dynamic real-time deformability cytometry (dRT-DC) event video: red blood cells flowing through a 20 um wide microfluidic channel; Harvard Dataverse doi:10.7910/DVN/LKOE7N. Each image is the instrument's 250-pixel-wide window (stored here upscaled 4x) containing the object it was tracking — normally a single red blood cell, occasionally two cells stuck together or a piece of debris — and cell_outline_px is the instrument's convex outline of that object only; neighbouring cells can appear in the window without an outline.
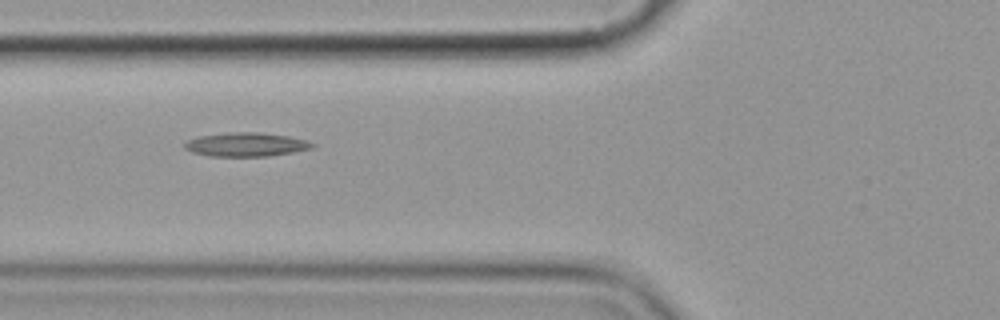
{"species": "common noctule bat (a hibernating species)", "species_latin": "Nyctalus noctula", "temperature_condition": "cold", "stored_images_in_passage": 8, "camera_frame_rate_fps": 3000, "um_per_image_px": 0.085, "animal": {"sex": "female", "body_mass_g": 19.9}, "frame": {"image": 1, "passage_image": 7, "time_ms": 7.0, "image_size_px": [1000, 320], "cell_outline_px": [[316, 144], [312, 148], [292, 152], [268, 156], [208, 156], [192, 152], [184, 148], [184, 144], [188, 140], [200, 136], [228, 132], [260, 132], [288, 136], [308, 140]], "centroid_in_image_um": [20.92, 12.28], "position_along_channel_um": 104.9, "area_um2": 17.74}}
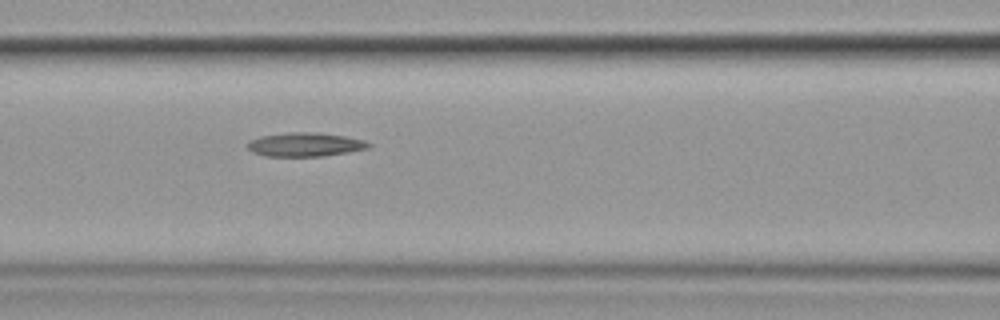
{"frame": {"image": 2, "passage_image": 8, "time_ms": 8.0, "image_size_px": [1000, 320], "cell_outline_px": [[372, 144], [368, 148], [348, 152], [324, 156], [264, 156], [252, 152], [244, 144], [248, 140], [260, 136], [288, 132], [312, 132], [344, 136], [364, 140]], "centroid_in_image_um": [25.87, 12.28], "position_along_channel_um": 140.7, "area_um2": 16.94}}